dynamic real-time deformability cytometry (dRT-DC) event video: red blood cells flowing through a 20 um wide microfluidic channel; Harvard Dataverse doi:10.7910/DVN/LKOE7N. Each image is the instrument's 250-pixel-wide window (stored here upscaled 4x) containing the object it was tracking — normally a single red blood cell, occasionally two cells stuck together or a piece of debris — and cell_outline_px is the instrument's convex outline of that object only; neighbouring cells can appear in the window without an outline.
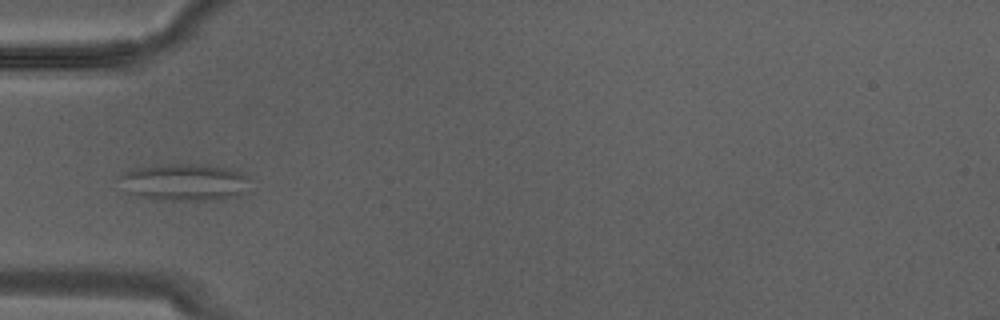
{"species": "Egyptian fruit bat (a non-hibernating species)", "species_latin": "Rousettus aegyptiacus", "temperature_condition": "warm", "stored_images_in_passage": 10, "camera_frame_rate_fps": 3000, "um_per_image_px": 0.085, "animal": {"sex": "male"}, "frame": {"image": 1, "passage_image": 7, "time_ms": 2.0, "image_size_px": [1000, 320], "cell_outline_px": [[248, 176], [244, 192], [240, 196], [220, 200], [164, 200], [140, 196], [124, 192], [120, 176], [124, 172], [132, 168], [160, 164], [204, 164], [232, 168]], "centroid_in_image_um": [15.67, 15.48], "position_along_channel_um": 69.3, "area_um2": 28.5}}